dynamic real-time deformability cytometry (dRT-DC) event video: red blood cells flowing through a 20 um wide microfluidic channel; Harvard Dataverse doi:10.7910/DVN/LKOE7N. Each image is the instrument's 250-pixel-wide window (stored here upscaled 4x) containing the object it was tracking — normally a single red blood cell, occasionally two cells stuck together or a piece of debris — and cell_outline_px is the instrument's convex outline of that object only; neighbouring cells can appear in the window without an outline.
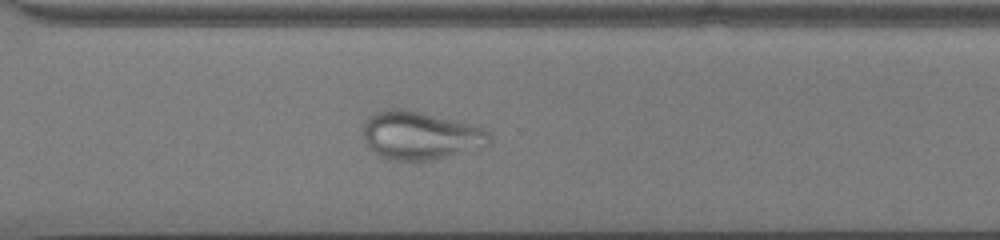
{"species": "common noctule bat (a hibernating species)", "species_latin": "Nyctalus noctula", "temperature_condition": "cold", "stored_images_in_passage": 53, "camera_frame_rate_fps": 3000, "um_per_image_px": 0.085, "animal": {"sex": "male", "body_mass_g": 13.0, "forearm_length_mm": 53.1}, "frame": {"image": 1, "passage_image": 38, "time_ms": 12.333, "image_size_px": [1000, 240], "cell_outline_px": [[492, 144], [488, 148], [428, 160], [392, 160], [380, 156], [364, 140], [364, 120], [368, 116], [376, 112], [388, 108], [404, 108], [472, 124], [484, 128], [492, 136]], "centroid_in_image_um": [35.81, 11.51], "position_along_channel_um": 334.8, "area_um2": 35.84}}
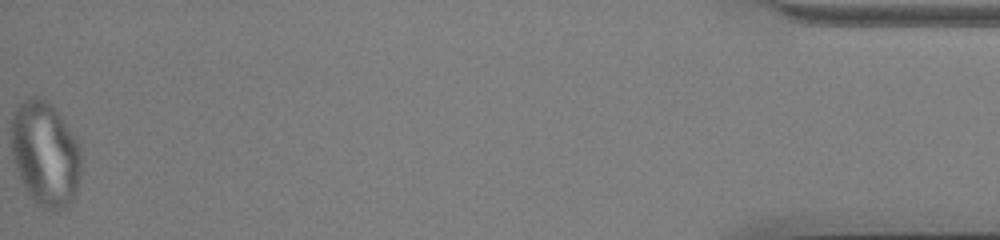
{"frame": {"image": 2, "passage_image": 53, "time_ms": 17.333, "image_size_px": [1000, 240], "cell_outline_px": [[84, 160], [76, 192], [72, 204], [56, 212], [44, 212], [28, 196], [20, 180], [12, 160], [12, 116], [16, 108], [24, 100], [32, 96], [36, 96], [52, 104], [80, 144]], "centroid_in_image_um": [3.88, 13.16], "position_along_channel_um": 431.3, "area_um2": 43.87}}